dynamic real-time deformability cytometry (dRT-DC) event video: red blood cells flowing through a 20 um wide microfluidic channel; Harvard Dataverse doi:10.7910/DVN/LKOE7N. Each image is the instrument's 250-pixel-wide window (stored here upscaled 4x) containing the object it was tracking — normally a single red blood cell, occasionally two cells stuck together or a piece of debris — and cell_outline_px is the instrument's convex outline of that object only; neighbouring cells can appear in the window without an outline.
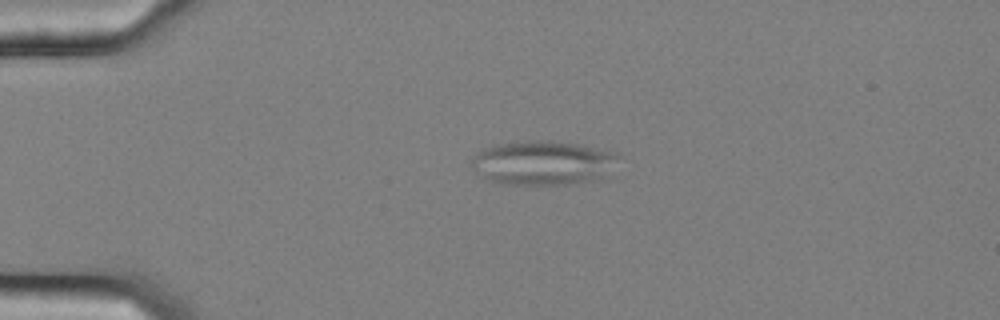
{"species": "common noctule bat (a hibernating species)", "species_latin": "Nyctalus noctula", "temperature_condition": "cold", "stored_images_in_passage": 44, "camera_frame_rate_fps": 3000, "um_per_image_px": 0.085, "animal": {"sex": "female", "body_mass_g": 25.1}, "frame": {"image": 1, "passage_image": 1, "time_ms": 0.0, "image_size_px": [1000, 320], "cell_outline_px": [[620, 156], [604, 180], [568, 184], [500, 184], [488, 180], [480, 176], [472, 164], [472, 160], [476, 152], [480, 148], [492, 144], [524, 140], [548, 140], [576, 144], [620, 152]], "centroid_in_image_um": [46.18, 13.83], "position_along_channel_um": 38.8, "area_um2": 38.67}}
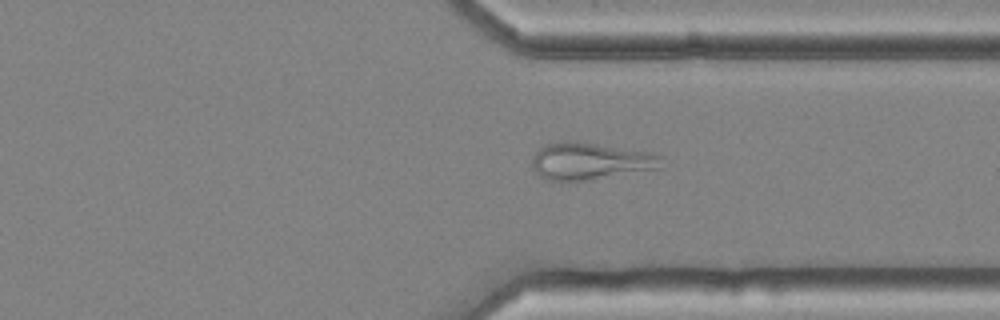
{"frame": {"image": 2, "passage_image": 31, "time_ms": 10.0, "image_size_px": [1000, 320], "cell_outline_px": [[664, 168], [588, 180], [548, 180], [540, 176], [532, 168], [532, 160], [536, 152], [544, 144], [564, 140], [568, 140], [652, 152], [664, 156]], "centroid_in_image_um": [50.24, 13.69], "position_along_channel_um": 361.2, "area_um2": 28.21}}
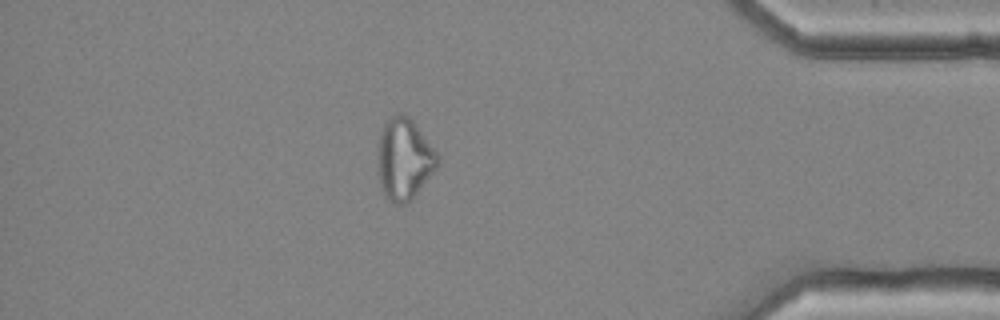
{"frame": {"image": 3, "passage_image": 37, "time_ms": 12.0, "image_size_px": [1000, 320], "cell_outline_px": [[440, 160], [436, 168], [416, 192], [404, 204], [392, 204], [384, 196], [380, 184], [376, 156], [376, 152], [380, 132], [384, 124], [396, 112], [404, 112], [416, 124], [440, 156]], "centroid_in_image_um": [34.32, 13.48], "position_along_channel_um": 400.9, "area_um2": 28.55}, "authors_computed_cell_mechanics": {"area_um2": 27.8307, "velocity_mm_per_s": 3.6109, "shape_relaxation_time_tau1_ms": null, "shape_relaxation_time_tau2_ms": 2.5105, "deformation_change_tau1": null, "deformation_change_tau2": 0.0799}}